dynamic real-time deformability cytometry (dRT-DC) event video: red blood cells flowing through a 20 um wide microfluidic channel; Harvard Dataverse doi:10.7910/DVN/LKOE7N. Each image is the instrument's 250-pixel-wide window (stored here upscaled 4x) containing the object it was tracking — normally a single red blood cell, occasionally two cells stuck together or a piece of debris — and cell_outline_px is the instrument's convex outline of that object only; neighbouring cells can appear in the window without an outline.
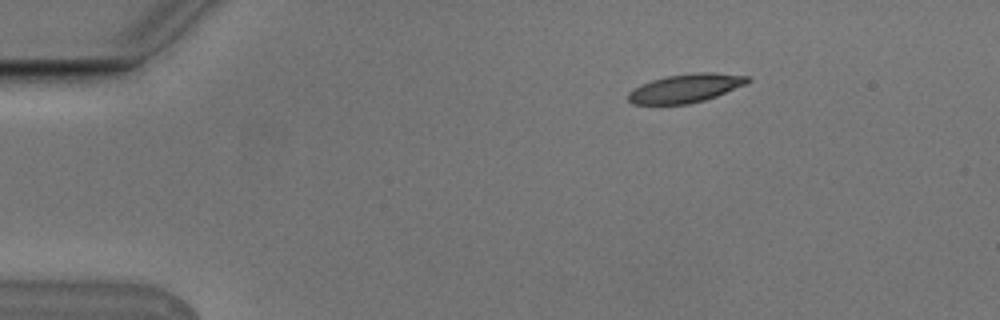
{"species": "Egyptian fruit bat (a non-hibernating species)", "species_latin": "Rousettus aegyptiacus", "temperature_condition": "cold", "stored_images_in_passage": 3, "camera_frame_rate_fps": 3000, "um_per_image_px": 0.085, "animal": {"sex": "male"}, "frame": {"image": 1, "passage_image": 1, "time_ms": 0.0, "image_size_px": [1000, 320], "cell_outline_px": [[752, 80], [744, 84], [716, 96], [704, 100], [688, 104], [632, 104], [628, 100], [628, 92], [652, 80], [668, 76], [696, 72], [716, 72], [752, 76]], "centroid_in_image_um": [58.32, 7.49], "position_along_channel_um": 26.7, "area_um2": 19.71}}